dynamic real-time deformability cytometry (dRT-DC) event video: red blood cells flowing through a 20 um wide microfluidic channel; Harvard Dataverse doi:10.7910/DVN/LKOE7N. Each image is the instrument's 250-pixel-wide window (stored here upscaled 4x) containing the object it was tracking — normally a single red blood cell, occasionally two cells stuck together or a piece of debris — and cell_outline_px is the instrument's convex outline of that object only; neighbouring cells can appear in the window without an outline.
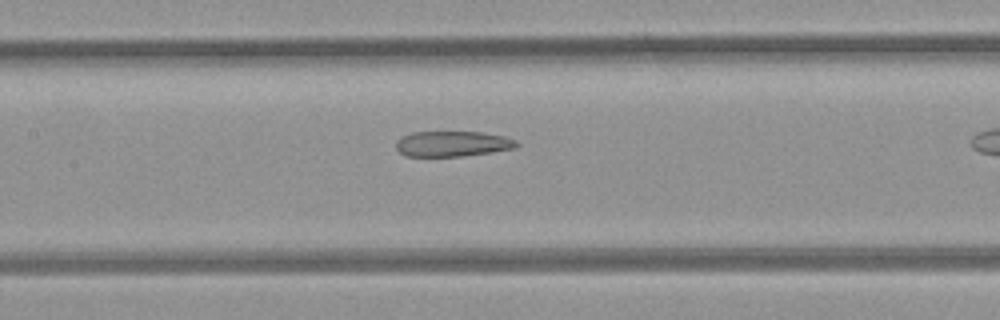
{"species": "common noctule bat (a hibernating species)", "species_latin": "Nyctalus noctula", "temperature_condition": "room temperature", "stored_images_in_passage": 19, "camera_frame_rate_fps": 3000, "um_per_image_px": 0.085, "animal": {"sex": "female", "body_mass_g": 21.9}, "frame": {"image": 1, "passage_image": 9, "time_ms": 2.667, "image_size_px": [1000, 320], "cell_outline_px": [[520, 144], [512, 148], [492, 152], [460, 156], [404, 156], [396, 148], [396, 140], [400, 136], [412, 132], [484, 132], [504, 136], [516, 140]], "centroid_in_image_um": [38.43, 12.21], "position_along_channel_um": 169.0, "area_um2": 17.92}}